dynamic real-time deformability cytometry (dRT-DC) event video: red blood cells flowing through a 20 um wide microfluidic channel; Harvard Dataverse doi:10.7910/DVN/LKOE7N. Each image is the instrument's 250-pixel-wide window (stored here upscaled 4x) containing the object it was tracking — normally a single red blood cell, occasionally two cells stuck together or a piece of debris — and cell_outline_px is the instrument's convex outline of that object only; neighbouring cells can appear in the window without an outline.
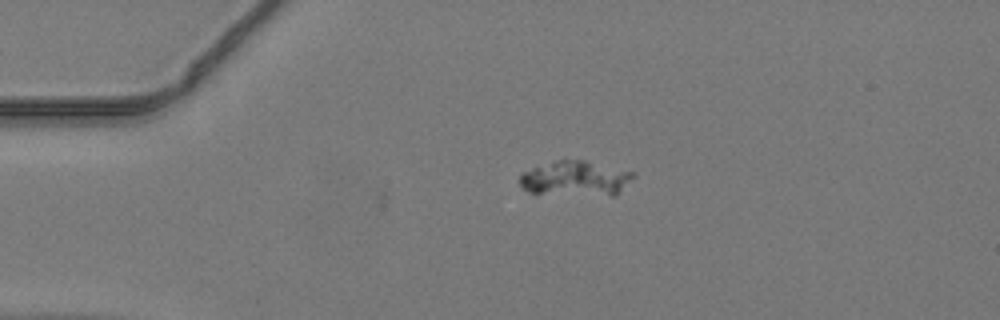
{"species": "common noctule bat (a hibernating species)", "species_latin": "Nyctalus noctula", "temperature_condition": "warm", "stored_images_in_passage": 39, "camera_frame_rate_fps": 3000, "um_per_image_px": 0.085, "animal": {"sex": "male", "body_mass_g": 19.2, "forearm_length_mm": 51.8}, "frame": {"image": 1, "passage_image": 1, "time_ms": 0.0, "image_size_px": [1000, 320], "cell_outline_px": [[636, 176], [616, 196], [612, 196], [528, 192], [520, 188], [520, 176], [524, 172], [532, 168], [556, 160], [584, 160], [636, 172]], "centroid_in_image_um": [48.98, 15.18], "position_along_channel_um": 36.0, "area_um2": 23.24}}
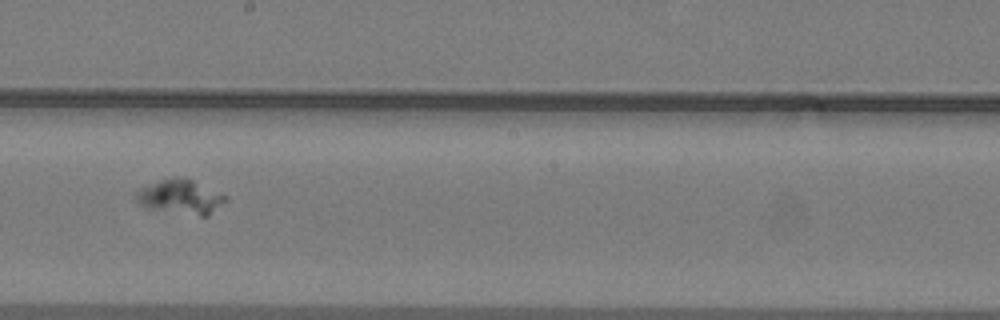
{"frame": {"image": 2, "passage_image": 18, "time_ms": 5.667, "image_size_px": [1000, 320], "cell_outline_px": [[228, 200], [208, 216], [200, 216], [148, 208], [140, 204], [136, 200], [136, 192], [140, 188], [156, 180], [180, 176], [184, 176], [228, 196]], "centroid_in_image_um": [15.36, 16.72], "position_along_channel_um": 232.8, "area_um2": 18.09}}
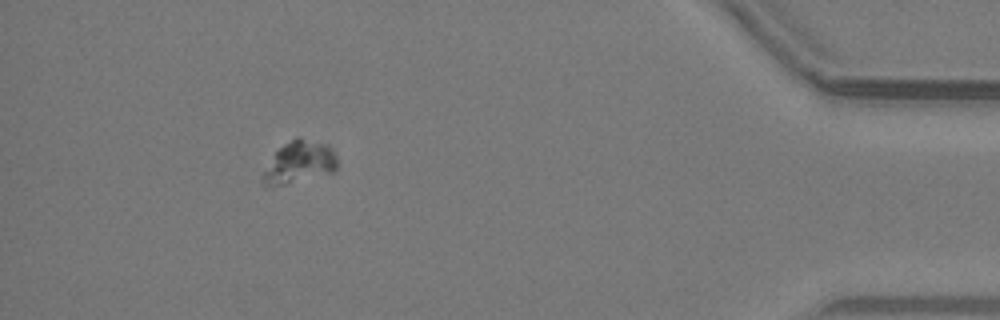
{"frame": {"image": 3, "passage_image": 35, "time_ms": 11.333, "image_size_px": [1000, 320], "cell_outline_px": [[336, 172], [272, 188], [264, 188], [260, 184], [264, 172], [276, 152], [284, 144], [296, 136], [300, 136], [328, 144], [332, 148], [336, 156]], "centroid_in_image_um": [25.43, 13.82], "position_along_channel_um": 409.8, "area_um2": 18.73}}